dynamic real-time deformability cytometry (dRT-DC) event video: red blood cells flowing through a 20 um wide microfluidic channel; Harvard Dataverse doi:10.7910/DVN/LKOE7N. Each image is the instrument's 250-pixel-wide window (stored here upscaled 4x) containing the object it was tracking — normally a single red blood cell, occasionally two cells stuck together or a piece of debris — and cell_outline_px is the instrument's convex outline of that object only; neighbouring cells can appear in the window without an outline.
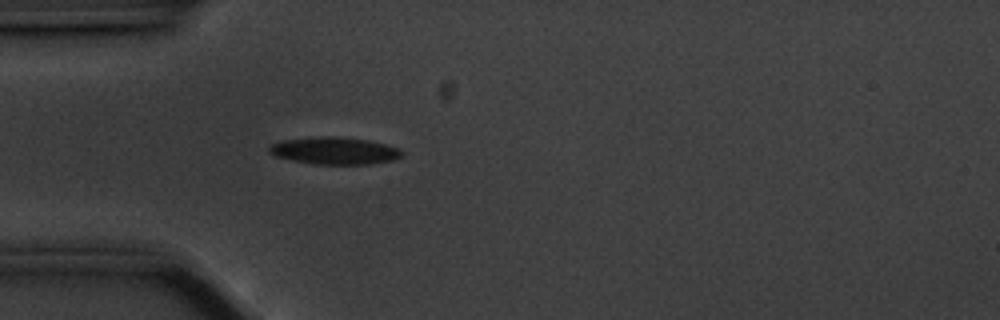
{"species": "common noctule bat (a hibernating species)", "species_latin": "Nyctalus noctula", "temperature_condition": "cold", "stored_images_in_passage": 41, "camera_frame_rate_fps": 3000, "um_per_image_px": 0.085, "animal": {"sex": "male", "body_mass_g": 20.1, "forearm_length_mm": 53.5}, "frame": {"image": 1, "passage_image": 1, "time_ms": 0.0, "image_size_px": [1000, 320], "cell_outline_px": [[404, 152], [400, 156], [392, 160], [368, 164], [316, 164], [276, 156], [268, 152], [268, 148], [272, 144], [280, 140], [308, 136], [336, 136], [368, 140], [388, 144]], "centroid_in_image_um": [28.4, 12.78], "position_along_channel_um": 56.6, "area_um2": 21.04}}
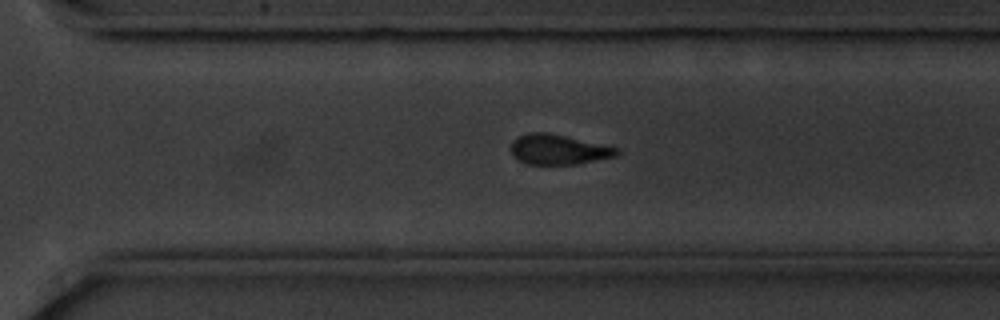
{"frame": {"image": 2, "passage_image": 24, "time_ms": 7.667, "image_size_px": [1000, 320], "cell_outline_px": [[620, 152], [616, 156], [576, 164], [528, 164], [516, 160], [512, 156], [512, 140], [528, 132], [548, 132], [620, 148]], "centroid_in_image_um": [47.46, 12.7], "position_along_channel_um": 323.1, "area_um2": 18.55}}
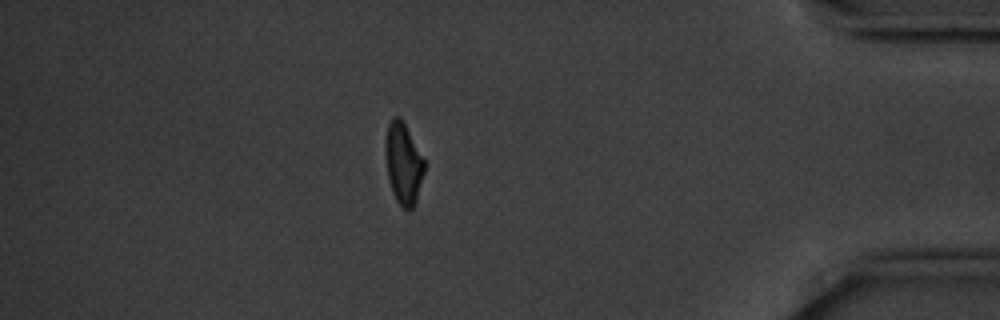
{"frame": {"image": 3, "passage_image": 34, "time_ms": 11.0, "image_size_px": [1000, 320], "cell_outline_px": [[424, 172], [416, 204], [408, 212], [396, 200], [392, 192], [388, 180], [384, 152], [384, 140], [388, 124], [392, 116], [400, 116], [404, 120], [424, 160]], "centroid_in_image_um": [34.26, 13.87], "position_along_channel_um": 400.9, "area_um2": 18.96}, "authors_computed_cell_mechanics": {"area_um2": 19.5364, "velocity_mm_per_s": 3.5317, "shape_relaxation_time_tau1_ms": 3.782, "shape_relaxation_time_tau2_ms": 10.9573, "deformation_change_tau1": 0.1094, "deformation_change_tau2": 0.1675}}